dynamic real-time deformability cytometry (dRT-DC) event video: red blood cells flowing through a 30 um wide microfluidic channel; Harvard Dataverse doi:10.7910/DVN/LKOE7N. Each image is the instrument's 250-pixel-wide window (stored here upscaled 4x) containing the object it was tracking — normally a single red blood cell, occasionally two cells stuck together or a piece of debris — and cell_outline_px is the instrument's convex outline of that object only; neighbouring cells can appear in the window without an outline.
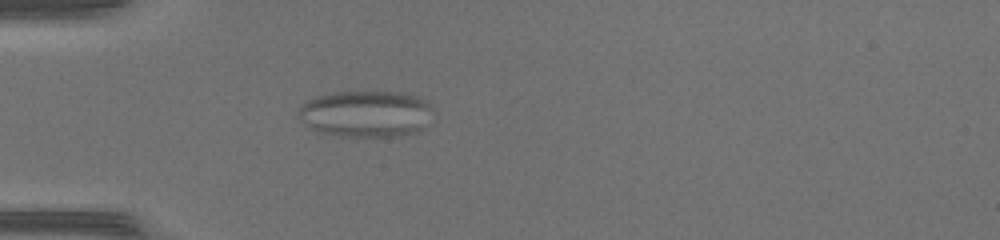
{"species": "common noctule bat (a hibernating species)", "species_latin": "Nyctalus noctula", "temperature_condition": "warm", "stored_images_in_passage": 38, "camera_frame_rate_fps": 3000, "um_per_image_px": 0.085, "animal": {"sex": "female", "body_mass_g": 17.0, "forearm_length_mm": 48.0}, "frame": {"image": 1, "passage_image": 4, "time_ms": 1.0, "image_size_px": [1000, 240], "cell_outline_px": [[432, 108], [420, 128], [416, 132], [400, 136], [340, 136], [316, 132], [296, 116], [296, 112], [312, 96], [328, 92], [404, 92], [420, 96], [428, 100]], "centroid_in_image_um": [31.03, 9.65], "position_along_channel_um": 54.0, "area_um2": 36.65}}
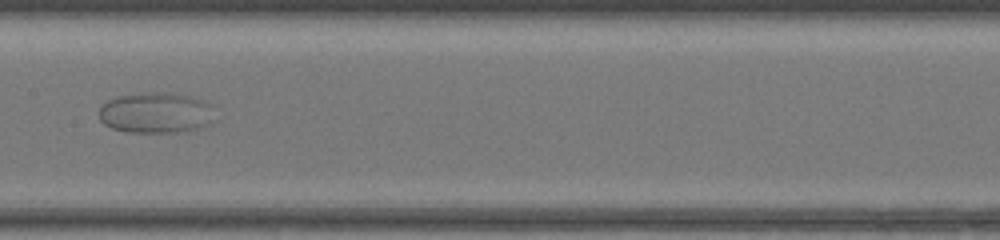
{"frame": {"image": 2, "passage_image": 15, "time_ms": 4.667, "image_size_px": [1000, 240], "cell_outline_px": [[216, 120], [208, 124], [196, 128], [176, 132], [128, 132], [112, 128], [104, 124], [100, 120], [100, 108], [108, 100], [120, 96], [144, 92], [168, 92], [192, 96], [204, 100], [212, 104]], "centroid_in_image_um": [13.3, 9.57], "position_along_channel_um": 194.1, "area_um2": 27.69}}
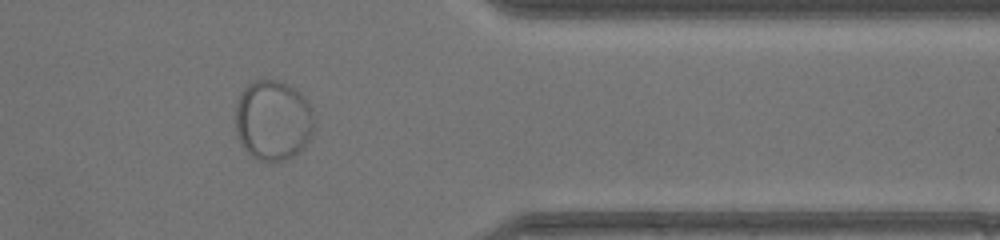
{"frame": {"image": 3, "passage_image": 30, "time_ms": 9.667, "image_size_px": [1000, 240], "cell_outline_px": [[312, 132], [304, 148], [300, 152], [284, 160], [260, 160], [252, 156], [244, 148], [236, 132], [236, 104], [244, 88], [248, 84], [256, 80], [284, 80], [296, 88], [304, 96], [312, 108]], "centroid_in_image_um": [23.22, 10.19], "position_along_channel_um": 388.2, "area_um2": 36.76}}